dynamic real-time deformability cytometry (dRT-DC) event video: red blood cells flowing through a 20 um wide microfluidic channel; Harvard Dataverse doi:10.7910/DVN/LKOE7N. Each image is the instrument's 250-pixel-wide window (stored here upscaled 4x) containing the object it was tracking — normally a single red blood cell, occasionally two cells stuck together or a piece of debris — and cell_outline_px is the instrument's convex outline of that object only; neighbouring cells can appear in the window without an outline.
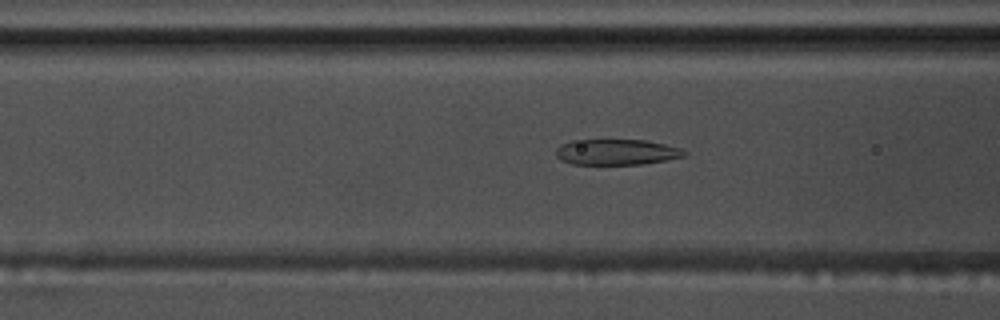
{"species": "common noctule bat (a hibernating species)", "species_latin": "Nyctalus noctula", "temperature_condition": "warm", "stored_images_in_passage": 56, "camera_frame_rate_fps": 3000, "um_per_image_px": 0.085, "animal": {"sex": "male", "body_mass_g": 17.5, "forearm_length_mm": 52.3}, "frame": {"image": 1, "passage_image": 22, "time_ms": 7.0, "image_size_px": [1000, 320], "cell_outline_px": [[688, 152], [684, 156], [664, 160], [640, 164], [572, 164], [560, 160], [556, 156], [556, 148], [560, 144], [572, 140], [644, 140], [664, 144], [680, 148]], "centroid_in_image_um": [52.36, 12.92], "position_along_channel_um": 114.2, "area_um2": 19.13}}
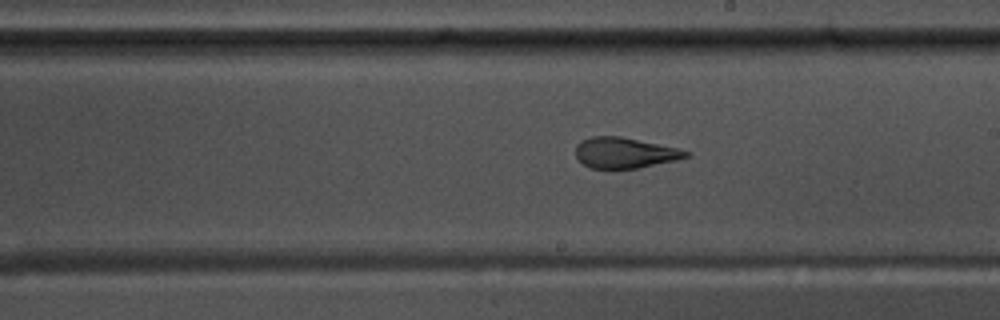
{"frame": {"image": 2, "passage_image": 32, "time_ms": 10.333, "image_size_px": [1000, 320], "cell_outline_px": [[692, 156], [676, 160], [640, 168], [592, 168], [584, 164], [576, 156], [576, 144], [580, 140], [592, 136], [620, 136], [676, 148], [692, 152]], "centroid_in_image_um": [53.12, 12.98], "position_along_channel_um": 235.9, "area_um2": 19.65}}
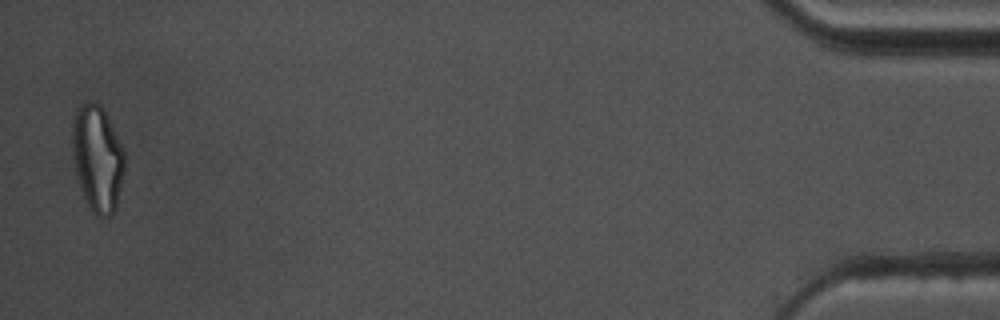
{"frame": {"image": 3, "passage_image": 55, "time_ms": 18.0, "image_size_px": [1000, 320], "cell_outline_px": [[124, 172], [116, 208], [112, 216], [96, 216], [92, 212], [80, 188], [76, 172], [72, 152], [72, 128], [76, 108], [88, 100], [92, 100], [100, 104], [124, 152]], "centroid_in_image_um": [8.27, 13.48], "position_along_channel_um": 426.9, "area_um2": 32.08}, "authors_computed_cell_mechanics": {"area_um2": 22.4553, "velocity_mm_per_s": 3.6552, "shape_relaxation_time_tau1_ms": 8.4375, "shape_relaxation_time_tau2_ms": 1.8917, "deformation_change_tau1": 0.2704, "deformation_change_tau2": 0.1175}}